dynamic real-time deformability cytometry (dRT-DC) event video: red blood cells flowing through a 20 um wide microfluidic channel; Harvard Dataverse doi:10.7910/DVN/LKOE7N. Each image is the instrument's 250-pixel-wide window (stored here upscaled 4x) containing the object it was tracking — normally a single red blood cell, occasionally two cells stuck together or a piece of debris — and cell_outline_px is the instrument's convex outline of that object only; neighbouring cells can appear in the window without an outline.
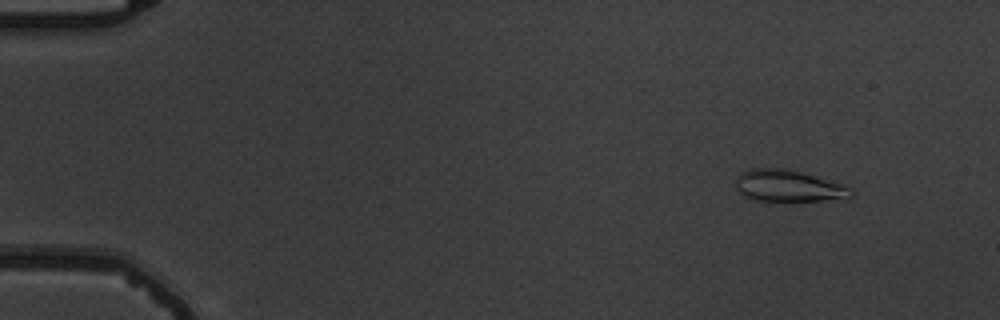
{"species": "common noctule bat (a hibernating species)", "species_latin": "Nyctalus noctula", "temperature_condition": "warm", "stored_images_in_passage": 15, "camera_frame_rate_fps": 3000, "um_per_image_px": 0.085, "animal": {"sex": "male", "body_mass_g": 19.5, "forearm_length_mm": 54.6}, "frame": {"image": 1, "passage_image": 2, "time_ms": 1.333, "image_size_px": [1000, 320], "cell_outline_px": [[852, 196], [848, 200], [792, 204], [768, 204], [752, 200], [740, 192], [736, 188], [736, 176], [740, 172], [752, 168], [788, 168], [844, 184], [852, 188]], "centroid_in_image_um": [67.08, 15.89], "position_along_channel_um": 17.9, "area_um2": 23.24}}
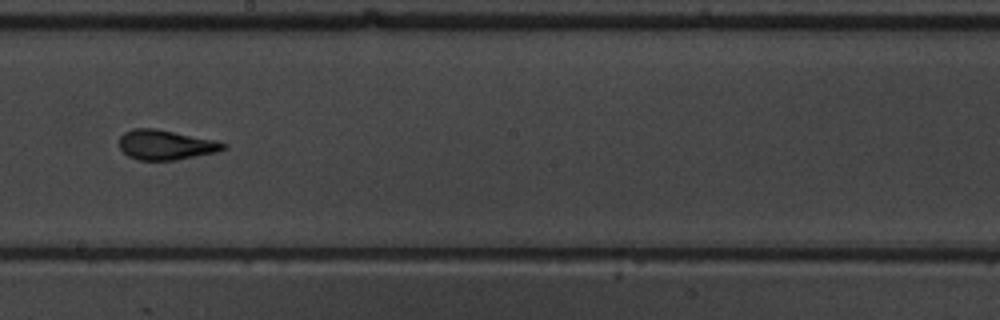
{"frame": {"image": 2, "passage_image": 9, "time_ms": 10.333, "image_size_px": [1000, 320], "cell_outline_px": [[228, 148], [216, 152], [176, 160], [140, 160], [128, 156], [120, 148], [120, 136], [124, 132], [132, 128], [156, 128], [216, 140], [228, 144]], "centroid_in_image_um": [14.11, 12.3], "position_along_channel_um": 234.1, "area_um2": 18.21}}
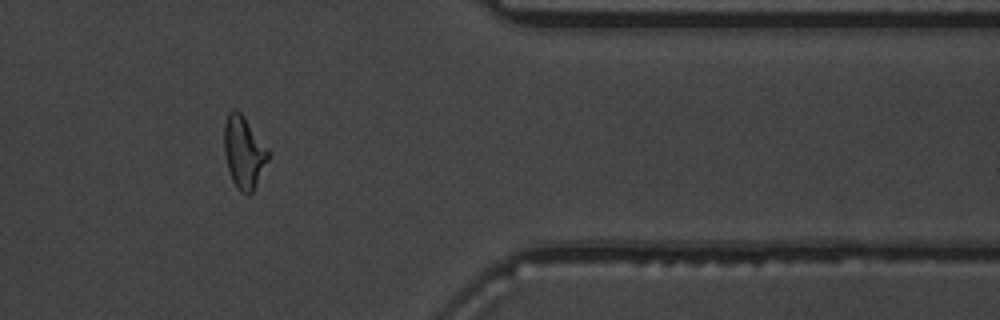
{"frame": {"image": 3, "passage_image": 13, "time_ms": 15.0, "image_size_px": [1000, 320], "cell_outline_px": [[268, 160], [252, 192], [248, 196], [240, 192], [236, 188], [232, 180], [228, 168], [224, 152], [224, 124], [228, 112], [232, 108], [236, 108], [244, 116], [268, 148]], "centroid_in_image_um": [20.7, 12.92], "position_along_channel_um": 390.7, "area_um2": 18.55}, "authors_computed_cell_mechanics": {"area_um2": 18.3804, "velocity_mm_per_s": 3.7025, "shape_relaxation_time_tau1_ms": 5.1454, "shape_relaxation_time_tau2_ms": 0.7655, "deformation_change_tau1": 0.1889, "deformation_change_tau2": 0.0736}}